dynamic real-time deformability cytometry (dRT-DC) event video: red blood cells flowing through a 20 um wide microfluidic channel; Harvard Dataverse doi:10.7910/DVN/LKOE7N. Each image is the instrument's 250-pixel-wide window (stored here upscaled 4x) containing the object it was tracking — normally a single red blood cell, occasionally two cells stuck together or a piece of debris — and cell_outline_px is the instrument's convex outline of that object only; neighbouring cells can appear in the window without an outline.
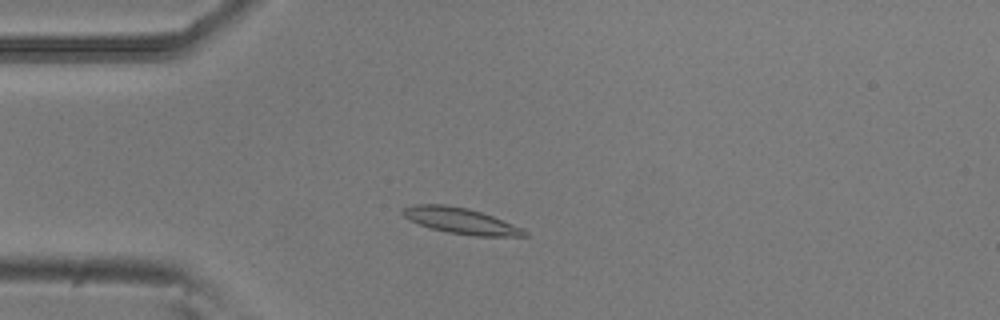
{"species": "common noctule bat (a hibernating species)", "species_latin": "Nyctalus noctula", "temperature_condition": "room temperature", "stored_images_in_passage": 13, "camera_frame_rate_fps": 3000, "um_per_image_px": 0.085, "animal": {"sex": "male", "body_mass_g": 20.5, "forearm_length_mm": 52.5}, "frame": {"image": 1, "passage_image": 9, "time_ms": 2.667, "image_size_px": [1000, 320], "cell_outline_px": [[528, 236], [476, 236], [448, 232], [432, 228], [408, 220], [400, 212], [400, 208], [412, 204], [444, 204], [468, 208], [492, 216], [524, 228], [528, 232]], "centroid_in_image_um": [39.13, 18.75], "position_along_channel_um": 45.9, "area_um2": 18.44}}